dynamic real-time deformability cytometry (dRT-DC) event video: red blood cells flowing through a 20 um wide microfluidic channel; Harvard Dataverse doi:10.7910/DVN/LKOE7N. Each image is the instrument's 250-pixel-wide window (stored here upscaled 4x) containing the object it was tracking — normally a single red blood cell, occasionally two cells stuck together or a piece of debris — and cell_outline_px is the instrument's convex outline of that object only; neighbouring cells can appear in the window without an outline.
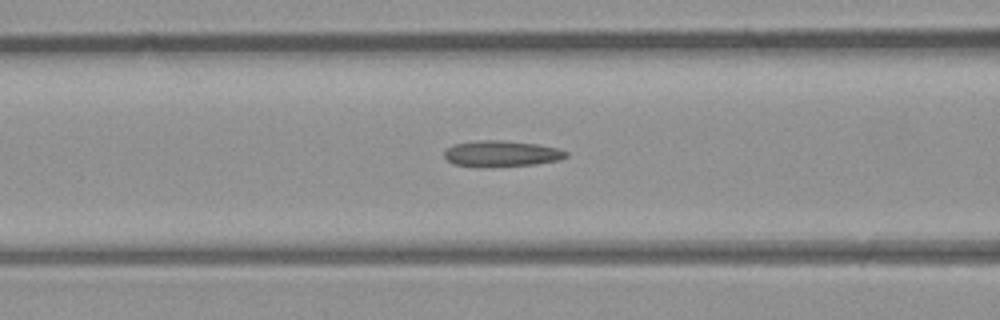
{"species": "common noctule bat (a hibernating species)", "species_latin": "Nyctalus noctula", "temperature_condition": "room temperature", "stored_images_in_passage": 44, "camera_frame_rate_fps": 3000, "um_per_image_px": 0.085, "animal": {"sex": "male", "body_mass_g": 23.1, "forearm_length_mm": 52.7}, "frame": {"image": 1, "passage_image": 18, "time_ms": 5.667, "image_size_px": [1000, 320], "cell_outline_px": [[568, 156], [560, 160], [536, 164], [476, 168], [472, 168], [452, 164], [444, 156], [444, 152], [452, 144], [476, 140], [504, 140], [540, 144], [560, 148], [568, 152]], "centroid_in_image_um": [42.62, 13.07], "position_along_channel_um": 124.0, "area_um2": 19.07}}
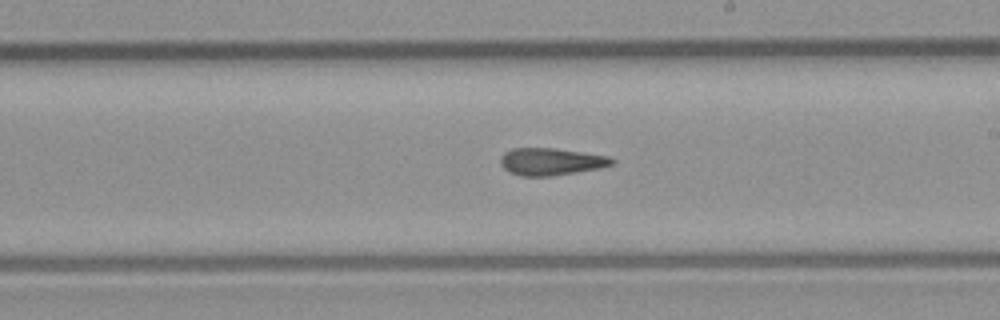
{"frame": {"image": 2, "passage_image": 26, "time_ms": 8.333, "image_size_px": [1000, 320], "cell_outline_px": [[616, 160], [612, 164], [600, 168], [552, 176], [524, 176], [512, 172], [504, 168], [500, 164], [500, 156], [504, 152], [512, 148], [556, 148], [608, 156]], "centroid_in_image_um": [46.83, 13.73], "position_along_channel_um": 242.2, "area_um2": 17.63}}
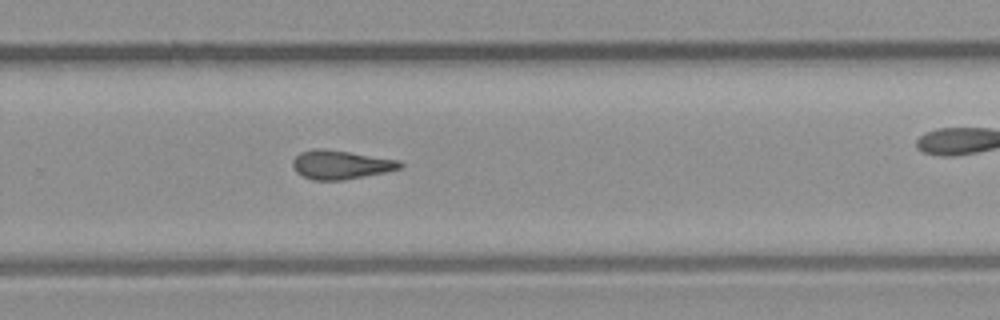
{"frame": {"image": 3, "passage_image": 30, "time_ms": 9.667, "image_size_px": [1000, 320], "cell_outline_px": [[404, 168], [384, 172], [340, 180], [312, 180], [296, 172], [292, 164], [292, 160], [300, 152], [316, 148], [324, 148], [400, 160], [404, 164]], "centroid_in_image_um": [28.97, 13.99], "position_along_channel_um": 300.8, "area_um2": 17.98}}